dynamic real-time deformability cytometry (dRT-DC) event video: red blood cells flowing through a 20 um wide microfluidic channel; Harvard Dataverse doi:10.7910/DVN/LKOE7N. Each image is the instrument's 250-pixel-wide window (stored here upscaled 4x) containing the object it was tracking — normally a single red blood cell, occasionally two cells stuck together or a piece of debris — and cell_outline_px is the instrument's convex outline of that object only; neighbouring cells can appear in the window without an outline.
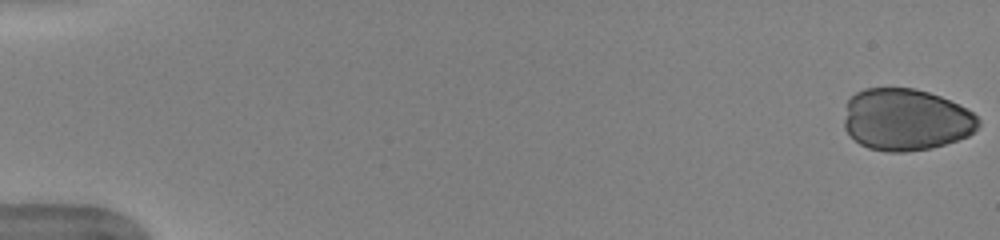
{"species": "human", "species_latin": "Homo sapiens", "temperature_condition": "warm", "stored_images_in_passage": 45, "camera_frame_rate_fps": 3000, "um_per_image_px": 0.085, "donor": {"sex": "female"}, "frame": {"image": 1, "passage_image": 1, "time_ms": 0.0, "image_size_px": [1000, 240], "cell_outline_px": [[980, 124], [968, 136], [944, 144], [928, 148], [904, 152], [888, 152], [868, 148], [860, 144], [844, 128], [844, 120], [848, 100], [856, 92], [864, 88], [912, 88], [928, 92], [940, 96], [972, 112], [980, 120]], "centroid_in_image_um": [76.98, 10.17], "position_along_channel_um": 8.0, "area_um2": 48.09}}
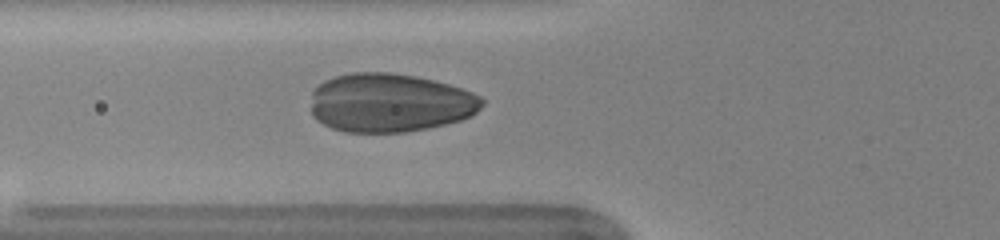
{"frame": {"image": 2, "passage_image": 20, "time_ms": 6.333, "image_size_px": [1000, 240], "cell_outline_px": [[484, 104], [472, 116], [460, 120], [428, 128], [408, 132], [344, 132], [332, 128], [316, 120], [312, 116], [312, 92], [324, 80], [336, 76], [352, 72], [392, 72], [416, 76], [448, 84], [472, 92], [480, 96], [484, 100]], "centroid_in_image_um": [33.14, 8.74], "position_along_channel_um": 92.7, "area_um2": 58.84}}
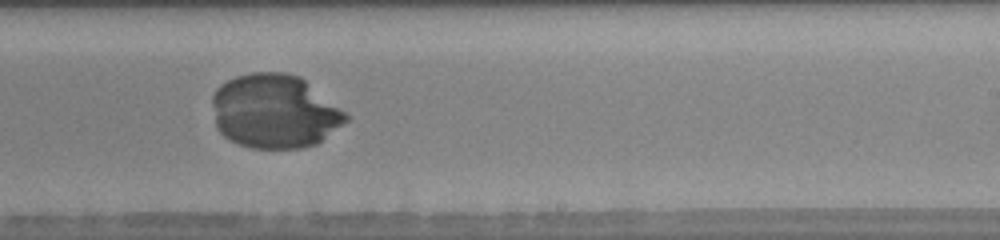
{"frame": {"image": 3, "passage_image": 33, "time_ms": 10.667, "image_size_px": [1000, 240], "cell_outline_px": [[348, 120], [316, 144], [300, 148], [252, 148], [240, 144], [224, 136], [216, 128], [212, 104], [212, 96], [216, 88], [220, 84], [236, 76], [252, 72], [284, 72], [300, 76], [344, 112], [348, 116]], "centroid_in_image_um": [23.29, 9.45], "position_along_channel_um": 265.7, "area_um2": 57.22}}